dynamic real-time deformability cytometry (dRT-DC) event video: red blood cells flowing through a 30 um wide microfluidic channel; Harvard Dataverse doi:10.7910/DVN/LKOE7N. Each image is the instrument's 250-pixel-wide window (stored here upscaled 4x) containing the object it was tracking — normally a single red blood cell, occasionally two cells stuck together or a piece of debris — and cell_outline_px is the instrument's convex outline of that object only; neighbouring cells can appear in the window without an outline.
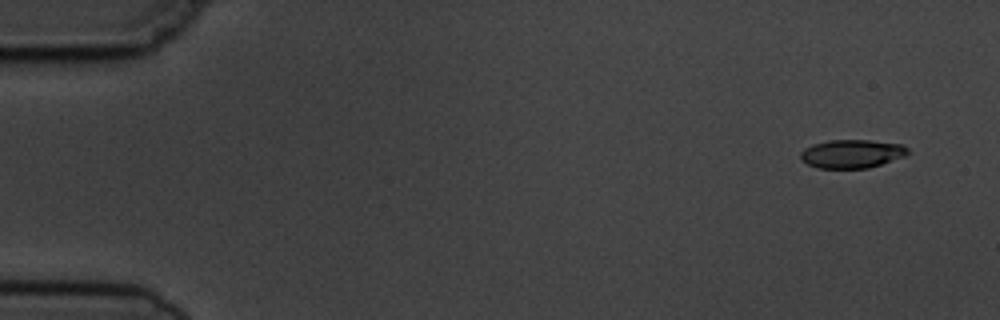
{"species": "common noctule bat (a hibernating species)", "species_latin": "Nyctalus noctula", "temperature_condition": "cold", "stored_images_in_passage": 4, "camera_frame_rate_fps": 3000, "um_per_image_px": 0.085, "animal": {"sex": "male", "body_mass_g": 19.5, "forearm_length_mm": 54.6}, "frame": {"image": 1, "passage_image": 1, "time_ms": 0.0, "image_size_px": [1000, 320], "cell_outline_px": [[908, 152], [904, 156], [868, 168], [820, 168], [808, 164], [800, 160], [800, 152], [804, 148], [812, 144], [828, 140], [868, 140], [900, 144], [908, 148]], "centroid_in_image_um": [72.35, 13.06], "position_along_channel_um": 12.6, "area_um2": 17.69}}
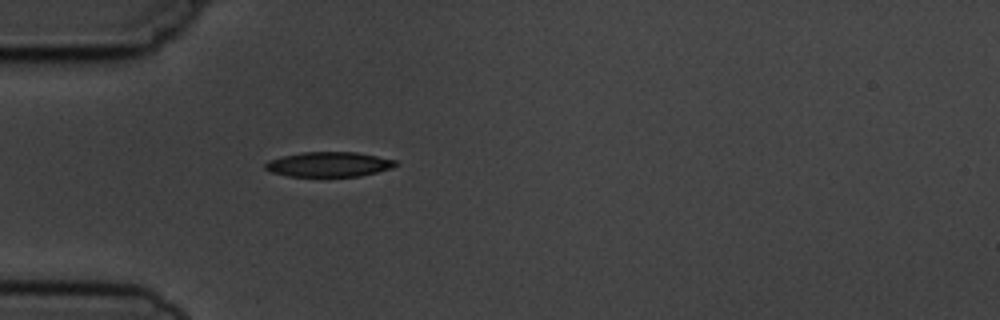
{"frame": {"image": 2, "passage_image": 4, "time_ms": 4.333, "image_size_px": [1000, 320], "cell_outline_px": [[396, 164], [392, 168], [360, 176], [288, 176], [272, 172], [264, 168], [264, 164], [268, 160], [280, 156], [300, 152], [356, 152], [396, 160]], "centroid_in_image_um": [27.9, 13.96], "position_along_channel_um": 57.1, "area_um2": 18.84}}